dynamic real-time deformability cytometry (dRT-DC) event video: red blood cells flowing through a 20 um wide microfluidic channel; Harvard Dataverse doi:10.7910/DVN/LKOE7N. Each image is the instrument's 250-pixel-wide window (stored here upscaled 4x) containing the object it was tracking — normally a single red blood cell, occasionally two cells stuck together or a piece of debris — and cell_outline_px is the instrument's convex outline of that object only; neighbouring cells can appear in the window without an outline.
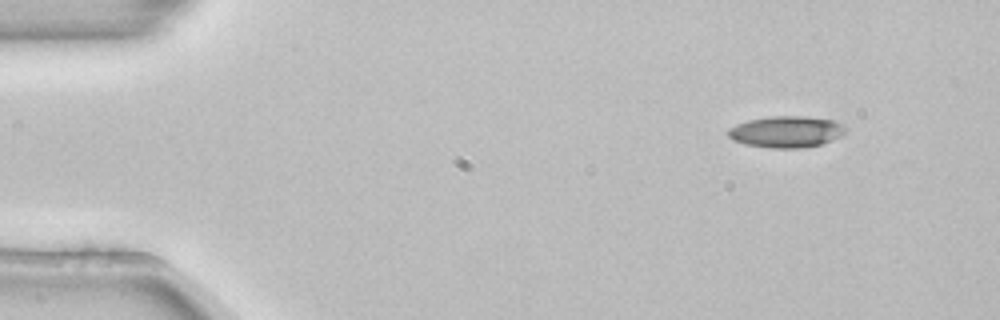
{"species": "common noctule bat (a hibernating species)", "species_latin": "Nyctalus noctula", "temperature_condition": "room temperature", "stored_images_in_passage": 3, "camera_frame_rate_fps": 3000, "um_per_image_px": 0.085, "animal": {"sex": "female", "body_mass_g": 22.7, "forearm_length_mm": 54.2}, "frame": {"image": 1, "passage_image": 1, "time_ms": 0.0, "image_size_px": [1000, 320], "cell_outline_px": [[844, 132], [840, 136], [820, 144], [800, 148], [772, 148], [744, 144], [732, 140], [728, 136], [728, 128], [736, 124], [748, 120], [768, 116], [804, 116], [832, 120], [840, 124], [844, 128]], "centroid_in_image_um": [66.76, 11.19], "position_along_channel_um": 18.2, "area_um2": 21.33}}